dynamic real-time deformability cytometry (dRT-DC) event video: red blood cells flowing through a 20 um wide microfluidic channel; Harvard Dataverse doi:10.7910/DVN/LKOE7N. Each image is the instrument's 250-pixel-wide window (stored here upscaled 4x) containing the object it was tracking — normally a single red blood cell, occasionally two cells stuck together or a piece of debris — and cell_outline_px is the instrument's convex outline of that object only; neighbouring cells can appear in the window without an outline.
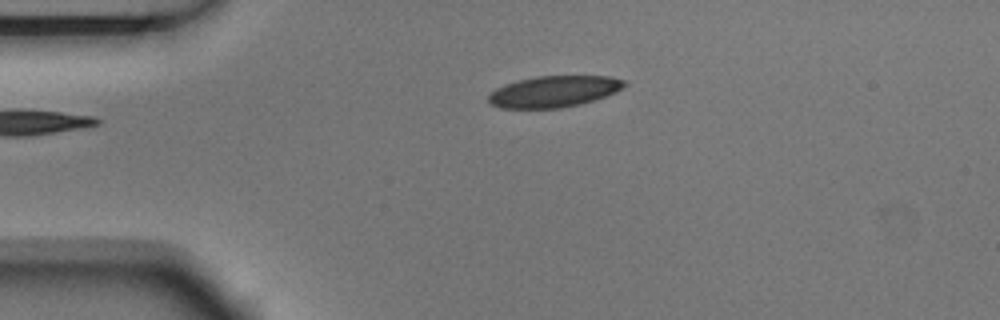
{"species": "Egyptian fruit bat (a non-hibernating species)", "species_latin": "Rousettus aegyptiacus", "temperature_condition": "room temperature", "stored_images_in_passage": 1, "camera_frame_rate_fps": 3000, "um_per_image_px": 0.085, "animal": {"sex": "male"}, "frame": {"image": 1, "passage_image": 1, "time_ms": 0.0, "image_size_px": [1000, 320], "cell_outline_px": [[628, 84], [624, 88], [616, 92], [580, 104], [560, 108], [500, 108], [488, 104], [488, 96], [496, 88], [504, 84], [536, 76], [612, 76], [624, 80]], "centroid_in_image_um": [47.08, 7.77], "position_along_channel_um": 37.9, "area_um2": 24.85}}